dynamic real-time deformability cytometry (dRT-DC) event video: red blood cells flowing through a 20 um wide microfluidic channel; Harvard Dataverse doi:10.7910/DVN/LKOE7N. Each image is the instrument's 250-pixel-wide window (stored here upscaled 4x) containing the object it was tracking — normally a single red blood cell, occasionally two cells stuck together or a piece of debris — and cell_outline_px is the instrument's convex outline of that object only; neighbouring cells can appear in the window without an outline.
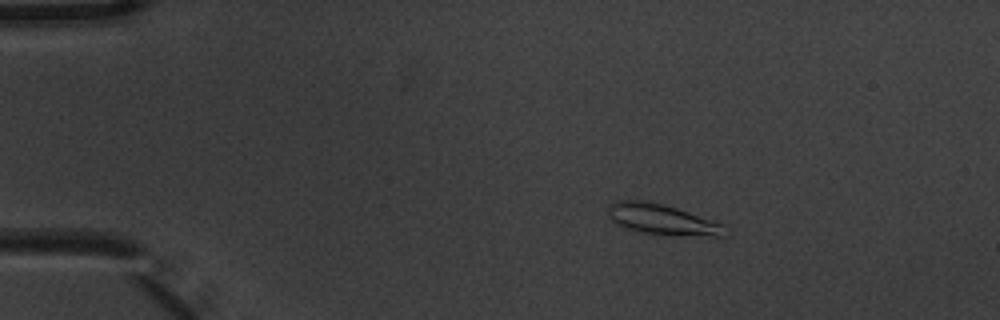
{"species": "common noctule bat (a hibernating species)", "species_latin": "Nyctalus noctula", "temperature_condition": "warm", "stored_images_in_passage": 4, "camera_frame_rate_fps": 3000, "um_per_image_px": 0.085, "animal": {"sex": "male", "body_mass_g": 20.1, "forearm_length_mm": 53.5}, "frame": {"image": 1, "passage_image": 2, "time_ms": 0.333, "image_size_px": [1000, 320], "cell_outline_px": [[728, 236], [712, 236], [640, 232], [624, 228], [616, 224], [608, 216], [608, 204], [620, 200], [644, 200], [664, 204], [724, 224]], "centroid_in_image_um": [56.25, 18.64], "position_along_channel_um": 28.8, "area_um2": 20.58}}